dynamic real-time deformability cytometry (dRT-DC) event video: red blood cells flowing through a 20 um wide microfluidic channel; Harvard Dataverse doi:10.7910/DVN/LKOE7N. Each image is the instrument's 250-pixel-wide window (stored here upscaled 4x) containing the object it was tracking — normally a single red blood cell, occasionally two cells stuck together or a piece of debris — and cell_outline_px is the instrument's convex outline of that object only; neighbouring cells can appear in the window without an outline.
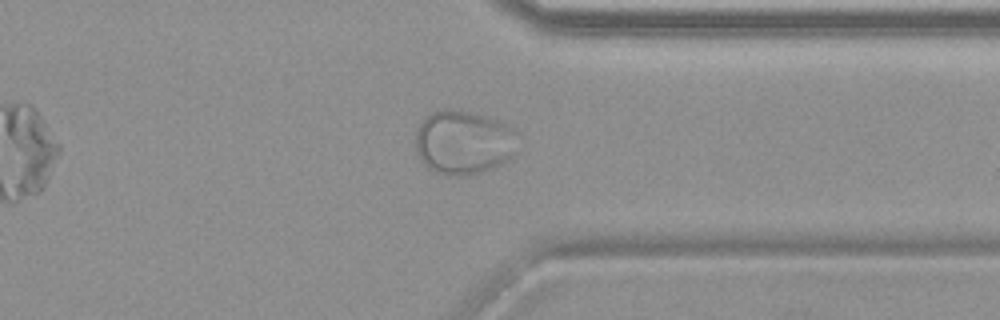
{"species": "common noctule bat (a hibernating species)", "species_latin": "Nyctalus noctula", "temperature_condition": "warm", "stored_images_in_passage": 33, "camera_frame_rate_fps": 3000, "um_per_image_px": 0.085, "animal": {"sex": "female", "body_mass_g": 19.9}, "frame": {"image": 1, "passage_image": 28, "time_ms": 9.0, "image_size_px": [1000, 320], "cell_outline_px": [[520, 132], [516, 152], [504, 164], [496, 168], [480, 172], [460, 176], [448, 176], [436, 172], [428, 168], [420, 160], [416, 152], [416, 128], [432, 112], [440, 108], [452, 108], [492, 116]], "centroid_in_image_um": [39.46, 12.09], "position_along_channel_um": 371.9, "area_um2": 39.3}}